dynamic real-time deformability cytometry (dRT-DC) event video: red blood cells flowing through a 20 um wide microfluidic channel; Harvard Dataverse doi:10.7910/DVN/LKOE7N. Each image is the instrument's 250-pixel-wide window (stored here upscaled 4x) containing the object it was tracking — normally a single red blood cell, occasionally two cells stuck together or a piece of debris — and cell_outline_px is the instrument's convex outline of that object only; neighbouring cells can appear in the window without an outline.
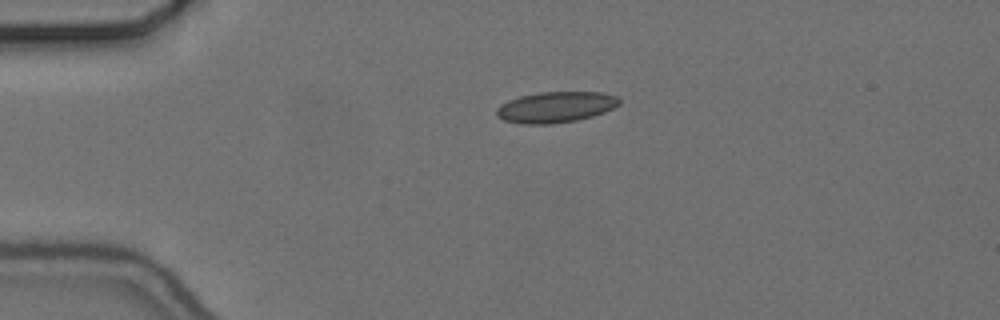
{"species": "common noctule bat (a hibernating species)", "species_latin": "Nyctalus noctula", "temperature_condition": "cold", "stored_images_in_passage": 44, "camera_frame_rate_fps": 3000, "um_per_image_px": 0.085, "animal": {"sex": "female", "body_mass_g": 24.6, "forearm_length_mm": 56.2}, "frame": {"image": 1, "passage_image": 1, "time_ms": 0.0, "image_size_px": [1000, 320], "cell_outline_px": [[620, 104], [604, 112], [592, 116], [576, 120], [552, 124], [520, 124], [504, 120], [496, 116], [496, 108], [500, 104], [508, 100], [520, 96], [540, 92], [600, 92], [616, 96], [620, 100]], "centroid_in_image_um": [47.19, 9.11], "position_along_channel_um": 37.8, "area_um2": 22.14}}
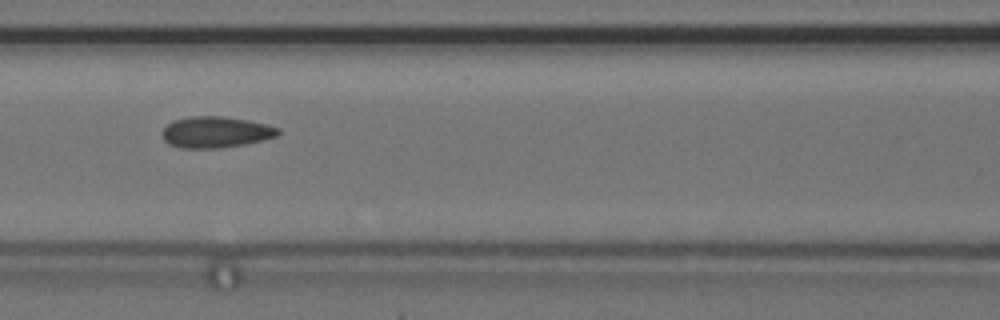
{"frame": {"image": 2, "passage_image": 13, "time_ms": 4.0, "image_size_px": [1000, 320], "cell_outline_px": [[280, 132], [276, 136], [264, 140], [244, 144], [220, 148], [180, 148], [168, 144], [164, 140], [160, 132], [172, 120], [192, 116], [224, 116], [248, 120], [268, 124], [280, 128]], "centroid_in_image_um": [18.33, 11.23], "position_along_channel_um": 148.3, "area_um2": 21.33}}
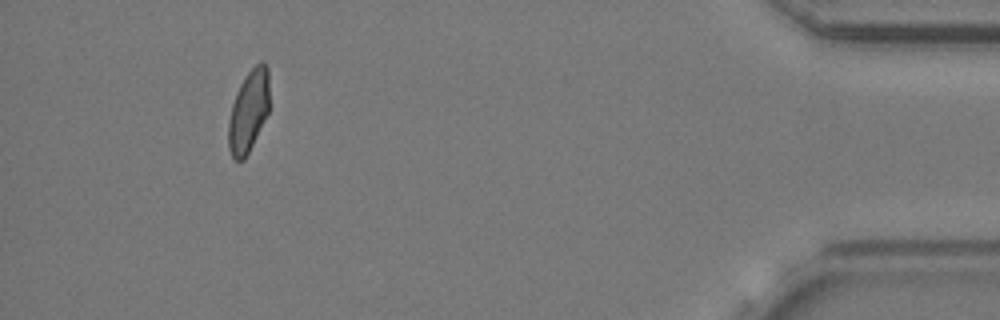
{"frame": {"image": 3, "passage_image": 40, "time_ms": 13.0, "image_size_px": [1000, 320], "cell_outline_px": [[268, 112], [244, 160], [236, 160], [232, 156], [228, 148], [228, 120], [232, 104], [236, 92], [244, 76], [260, 60], [264, 60], [268, 68]], "centroid_in_image_um": [21.11, 9.41], "position_along_channel_um": 414.1, "area_um2": 19.42}, "authors_computed_cell_mechanics": {"area_um2": 20.6057, "velocity_mm_per_s": 3.6686, "shape_relaxation_time_tau1_ms": null, "shape_relaxation_time_tau2_ms": 1.8278, "deformation_change_tau1": null, "deformation_change_tau2": 0.0706}}